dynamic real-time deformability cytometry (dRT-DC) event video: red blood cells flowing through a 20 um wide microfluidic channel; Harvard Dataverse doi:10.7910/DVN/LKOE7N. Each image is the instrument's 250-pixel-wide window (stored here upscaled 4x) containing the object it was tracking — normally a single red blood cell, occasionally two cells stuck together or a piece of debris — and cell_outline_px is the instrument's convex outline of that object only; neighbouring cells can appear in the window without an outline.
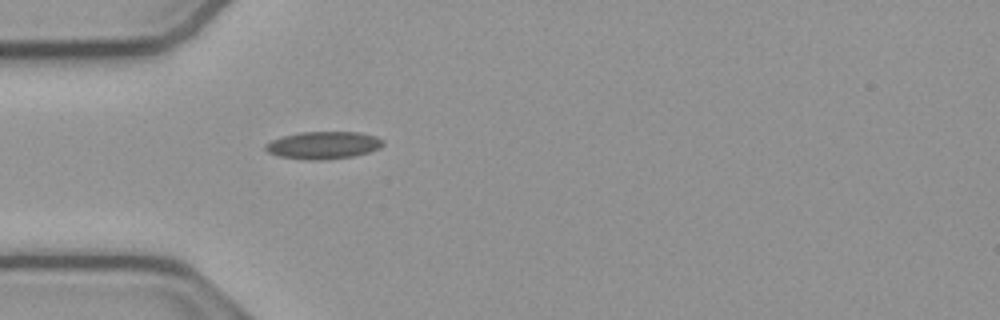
{"species": "common noctule bat (a hibernating species)", "species_latin": "Nyctalus noctula", "temperature_condition": "cold", "stored_images_in_passage": 39, "camera_frame_rate_fps": 3000, "um_per_image_px": 0.085, "animal": {"sex": "male", "body_mass_g": 23.1, "forearm_length_mm": 52.7}, "frame": {"image": 1, "passage_image": 1, "time_ms": 0.0, "image_size_px": [1000, 320], "cell_outline_px": [[384, 144], [368, 152], [352, 156], [320, 160], [308, 160], [276, 156], [268, 152], [264, 148], [264, 144], [272, 140], [284, 136], [300, 132], [360, 132], [376, 136], [384, 140]], "centroid_in_image_um": [27.45, 12.34], "position_along_channel_um": 57.6, "area_um2": 18.73}}
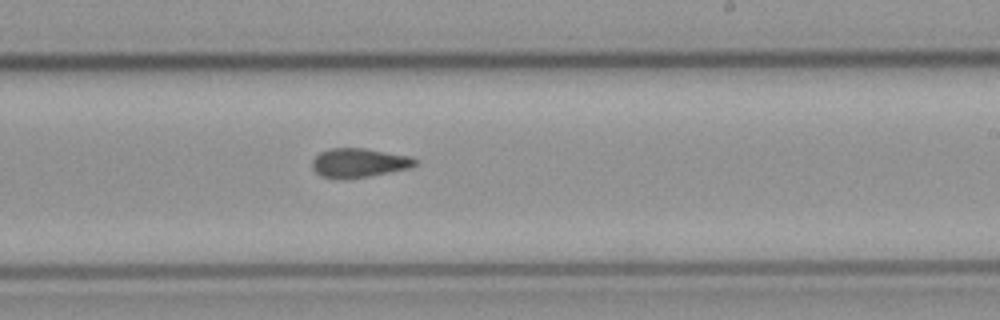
{"frame": {"image": 2, "passage_image": 17, "time_ms": 5.333, "image_size_px": [1000, 320], "cell_outline_px": [[420, 160], [416, 164], [408, 168], [368, 176], [324, 176], [316, 172], [312, 168], [312, 160], [320, 152], [332, 148], [368, 148], [412, 156]], "centroid_in_image_um": [30.58, 13.78], "position_along_channel_um": 258.4, "area_um2": 16.94}}
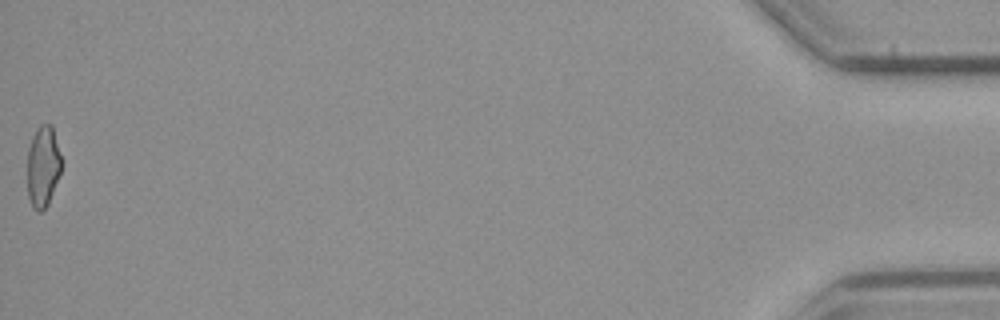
{"frame": {"image": 3, "passage_image": 39, "time_ms": 12.667, "image_size_px": [1000, 320], "cell_outline_px": [[60, 172], [48, 204], [40, 212], [36, 212], [32, 208], [28, 196], [28, 148], [32, 136], [36, 128], [40, 124], [52, 124], [60, 156]], "centroid_in_image_um": [3.63, 14.14], "position_along_channel_um": 431.6, "area_um2": 15.95}, "authors_computed_cell_mechanics": {"area_um2": 17.4556, "velocity_mm_per_s": 3.8115, "shape_relaxation_time_tau1_ms": null, "shape_relaxation_time_tau2_ms": 4.9427, "deformation_change_tau1": null, "deformation_change_tau2": 0.125}}